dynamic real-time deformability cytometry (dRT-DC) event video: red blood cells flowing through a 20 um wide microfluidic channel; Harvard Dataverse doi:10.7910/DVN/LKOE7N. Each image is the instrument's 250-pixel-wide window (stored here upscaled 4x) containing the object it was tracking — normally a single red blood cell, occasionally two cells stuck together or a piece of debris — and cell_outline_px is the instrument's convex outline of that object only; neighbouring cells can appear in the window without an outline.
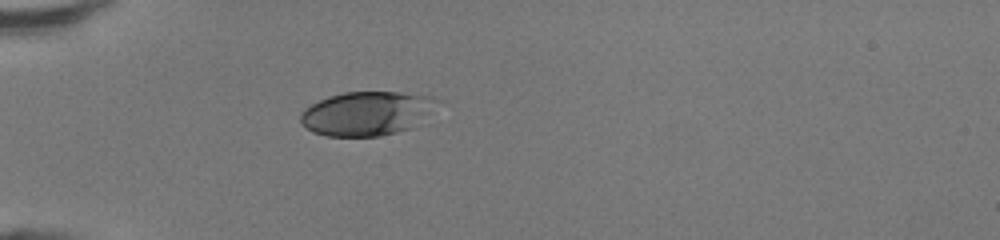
{"species": "human", "species_latin": "Homo sapiens", "temperature_condition": "room temperature", "stored_images_in_passage": 34, "camera_frame_rate_fps": 3000, "um_per_image_px": 0.085, "donor": {"sex": "female"}, "frame": {"image": 1, "passage_image": 1, "time_ms": 0.0, "image_size_px": [1000, 240], "cell_outline_px": [[444, 100], [428, 124], [380, 136], [328, 136], [312, 132], [300, 120], [300, 112], [304, 108], [328, 96], [344, 92], [400, 92], [432, 96]], "centroid_in_image_um": [31.38, 9.64], "position_along_channel_um": 53.6, "area_um2": 36.36}}
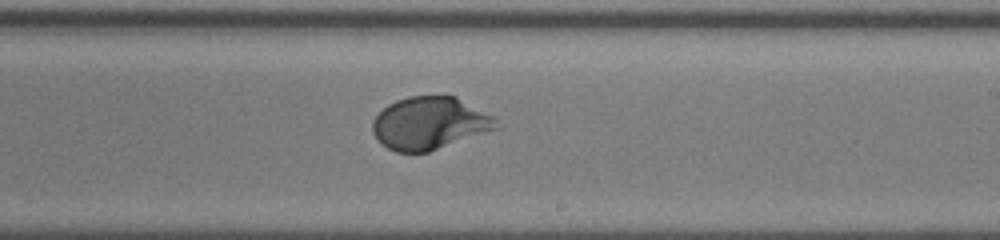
{"frame": {"image": 2, "passage_image": 16, "time_ms": 5.0, "image_size_px": [1000, 240], "cell_outline_px": [[500, 128], [428, 152], [396, 152], [388, 148], [372, 132], [372, 120], [388, 104], [396, 100], [408, 96], [456, 96], [492, 116], [496, 120]], "centroid_in_image_um": [36.52, 10.47], "position_along_channel_um": 252.5, "area_um2": 37.63}}
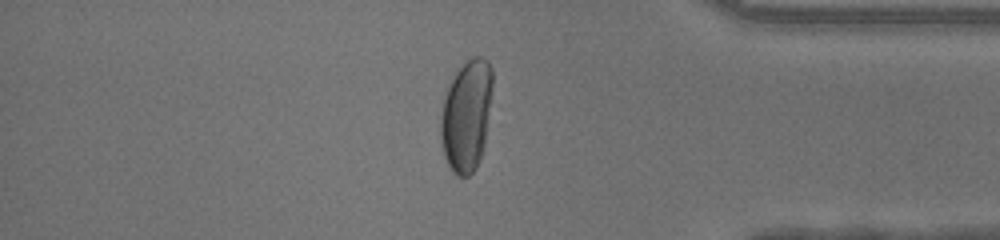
{"frame": {"image": 3, "passage_image": 27, "time_ms": 8.667, "image_size_px": [1000, 240], "cell_outline_px": [[492, 88], [484, 148], [480, 160], [476, 168], [468, 176], [456, 176], [452, 172], [444, 156], [440, 140], [440, 116], [444, 96], [452, 72], [472, 56], [480, 56], [488, 60], [492, 68]], "centroid_in_image_um": [39.63, 9.79], "position_along_channel_um": 395.6, "area_um2": 34.39}, "authors_computed_cell_mechanics": {"area_um2": 37.7145, "velocity_mm_per_s": 4.3262, "shape_relaxation_time_tau1_ms": 2.8607, "shape_relaxation_time_tau2_ms": null, "deformation_change_tau1": 0.1698, "deformation_change_tau2": null}}